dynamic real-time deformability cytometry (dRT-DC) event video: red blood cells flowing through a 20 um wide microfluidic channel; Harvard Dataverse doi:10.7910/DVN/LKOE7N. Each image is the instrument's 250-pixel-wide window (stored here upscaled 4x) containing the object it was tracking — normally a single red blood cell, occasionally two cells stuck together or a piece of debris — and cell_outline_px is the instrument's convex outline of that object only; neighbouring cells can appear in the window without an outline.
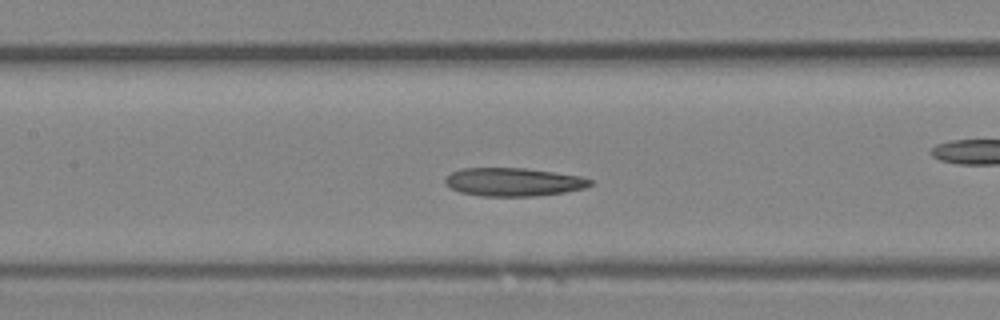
{"species": "Egyptian fruit bat (a non-hibernating species)", "species_latin": "Rousettus aegyptiacus", "temperature_condition": "room temperature", "stored_images_in_passage": 38, "camera_frame_rate_fps": 3000, "um_per_image_px": 0.085, "animal": {"sex": "female"}, "frame": {"image": 1, "passage_image": 17, "time_ms": 5.333, "image_size_px": [1000, 320], "cell_outline_px": [[592, 184], [584, 188], [564, 192], [532, 196], [480, 196], [460, 192], [452, 188], [444, 180], [452, 172], [464, 168], [524, 168], [580, 176], [592, 180]], "centroid_in_image_um": [43.64, 15.47], "position_along_channel_um": 163.8, "area_um2": 23.58}}